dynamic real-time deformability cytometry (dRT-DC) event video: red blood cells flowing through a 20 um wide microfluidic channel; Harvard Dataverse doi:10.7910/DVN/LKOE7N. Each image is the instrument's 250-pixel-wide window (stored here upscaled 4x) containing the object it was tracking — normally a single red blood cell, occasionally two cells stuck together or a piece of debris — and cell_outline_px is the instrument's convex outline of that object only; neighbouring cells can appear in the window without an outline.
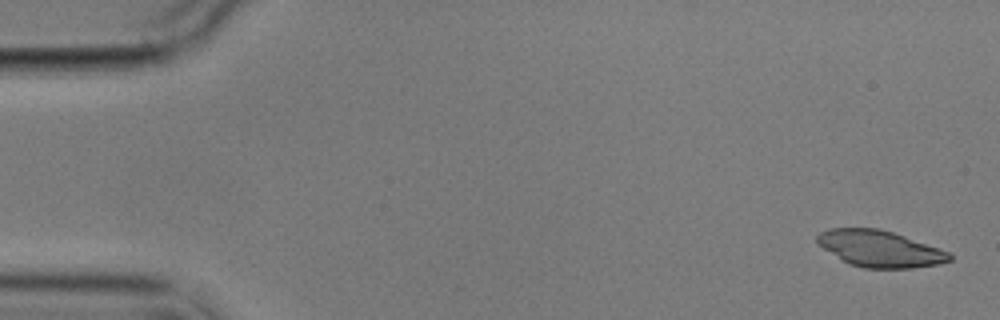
{"species": "common noctule bat (a hibernating species)", "species_latin": "Nyctalus noctula", "temperature_condition": "cold", "stored_images_in_passage": 5, "camera_frame_rate_fps": 3000, "um_per_image_px": 0.085, "animal": {"sex": "male", "body_mass_g": 17.9}, "frame": {"image": 1, "passage_image": 1, "time_ms": 0.0, "image_size_px": [1000, 320], "cell_outline_px": [[952, 260], [940, 264], [912, 268], [864, 268], [848, 264], [816, 244], [816, 236], [820, 232], [832, 228], [880, 228], [940, 248], [948, 252], [952, 256]], "centroid_in_image_um": [74.77, 21.15], "position_along_channel_um": 10.2, "area_um2": 28.21}}